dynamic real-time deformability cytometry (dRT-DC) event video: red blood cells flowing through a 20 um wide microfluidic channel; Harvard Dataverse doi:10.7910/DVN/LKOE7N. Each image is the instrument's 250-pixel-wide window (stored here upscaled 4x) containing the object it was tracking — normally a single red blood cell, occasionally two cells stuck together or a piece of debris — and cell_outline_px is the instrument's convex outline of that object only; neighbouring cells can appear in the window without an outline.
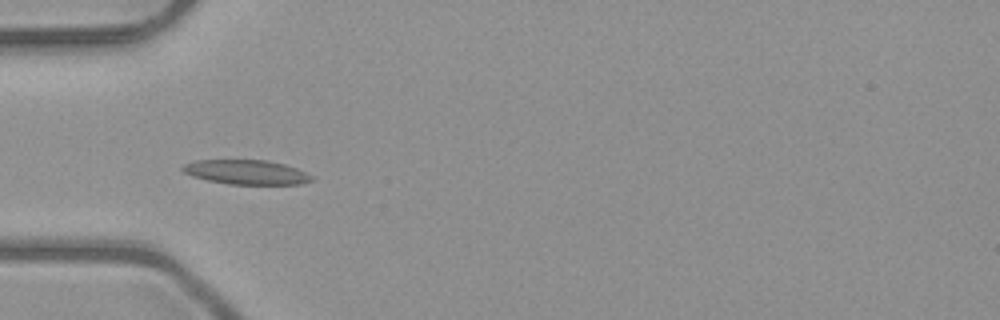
{"species": "common noctule bat (a hibernating species)", "species_latin": "Nyctalus noctula", "temperature_condition": "room temperature", "stored_images_in_passage": 12, "camera_frame_rate_fps": 3000, "um_per_image_px": 0.085, "animal": {"sex": "male", "body_mass_g": 23.1, "forearm_length_mm": 52.7}, "frame": {"image": 1, "passage_image": 3, "time_ms": 0.667, "image_size_px": [1000, 320], "cell_outline_px": [[312, 180], [300, 184], [228, 184], [208, 180], [192, 176], [184, 172], [180, 168], [184, 164], [196, 160], [268, 160], [284, 164], [296, 168], [312, 176]], "centroid_in_image_um": [20.91, 14.63], "position_along_channel_um": 64.1, "area_um2": 18.26}}
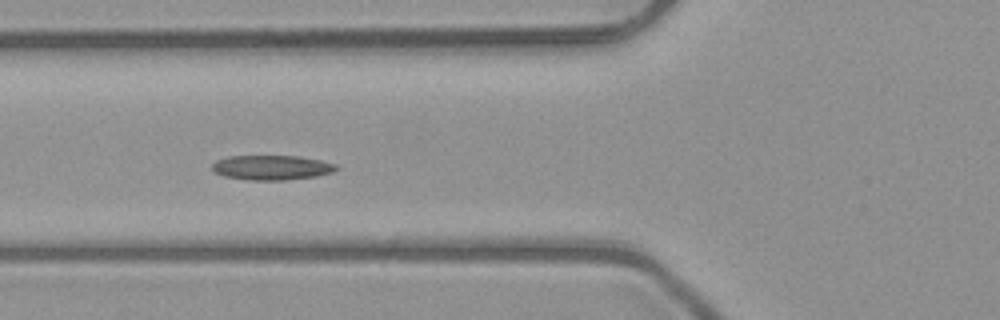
{"frame": {"image": 2, "passage_image": 6, "time_ms": 1.667, "image_size_px": [1000, 320], "cell_outline_px": [[340, 168], [332, 172], [316, 176], [284, 180], [248, 180], [224, 176], [216, 172], [212, 168], [212, 164], [216, 160], [228, 156], [300, 156], [320, 160], [336, 164]], "centroid_in_image_um": [23.11, 14.24], "position_along_channel_um": 102.7, "area_um2": 17.86}}
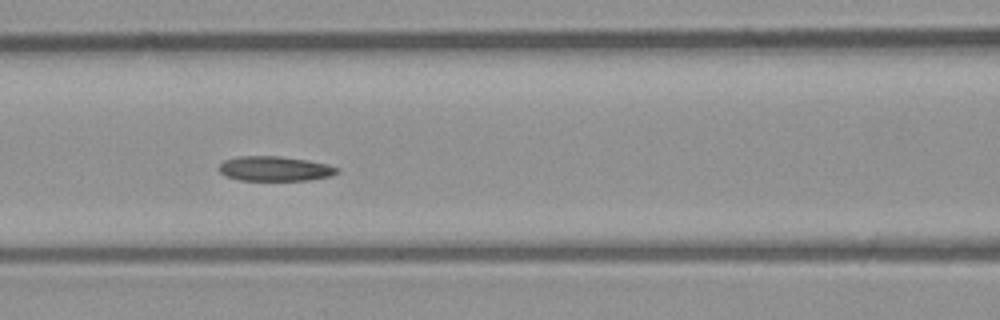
{"frame": {"image": 3, "passage_image": 9, "time_ms": 2.667, "image_size_px": [1000, 320], "cell_outline_px": [[340, 172], [332, 176], [308, 180], [240, 180], [228, 176], [220, 172], [216, 168], [224, 160], [240, 156], [280, 156], [308, 160], [328, 164], [340, 168]], "centroid_in_image_um": [23.4, 14.33], "position_along_channel_um": 143.2, "area_um2": 17.17}}